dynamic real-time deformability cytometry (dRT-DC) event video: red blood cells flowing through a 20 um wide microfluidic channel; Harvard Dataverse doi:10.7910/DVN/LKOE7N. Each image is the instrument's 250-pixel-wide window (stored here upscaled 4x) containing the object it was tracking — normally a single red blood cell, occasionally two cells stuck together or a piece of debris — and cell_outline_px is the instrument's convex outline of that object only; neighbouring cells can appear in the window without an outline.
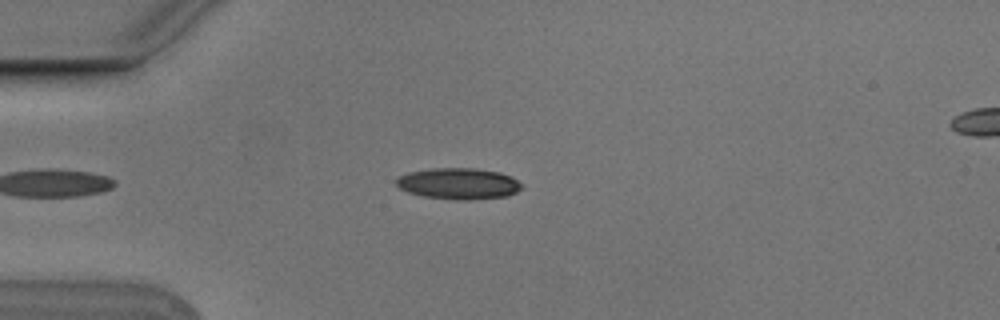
{"species": "Egyptian fruit bat (a non-hibernating species)", "species_latin": "Rousettus aegyptiacus", "temperature_condition": "cold", "stored_images_in_passage": 4, "camera_frame_rate_fps": 3000, "um_per_image_px": 0.085, "animal": {"sex": "male"}, "frame": {"image": 1, "passage_image": 4, "time_ms": 1.0, "image_size_px": [1000, 320], "cell_outline_px": [[524, 188], [508, 196], [472, 200], [456, 200], [424, 196], [408, 192], [400, 188], [396, 184], [396, 180], [400, 176], [408, 172], [432, 168], [472, 168], [500, 172], [512, 176], [524, 184]], "centroid_in_image_um": [39.04, 15.61], "position_along_channel_um": 46.0, "area_um2": 23.06}}